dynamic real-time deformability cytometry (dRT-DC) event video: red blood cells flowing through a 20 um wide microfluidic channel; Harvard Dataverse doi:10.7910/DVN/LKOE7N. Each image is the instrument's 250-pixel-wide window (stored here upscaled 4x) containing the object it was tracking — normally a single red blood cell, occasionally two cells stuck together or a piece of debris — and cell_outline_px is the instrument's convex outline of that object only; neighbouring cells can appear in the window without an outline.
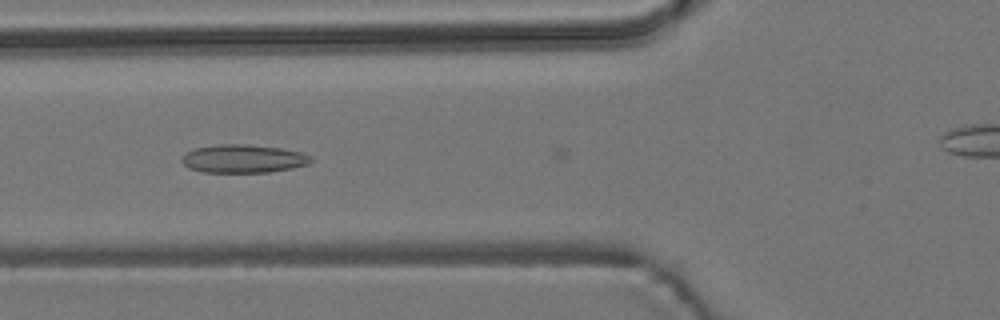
{"species": "common noctule bat (a hibernating species)", "species_latin": "Nyctalus noctula", "temperature_condition": "room temperature", "stored_images_in_passage": 4, "camera_frame_rate_fps": 3000, "um_per_image_px": 0.085, "animal": {"sex": "male", "body_mass_g": 19.2, "forearm_length_mm": 51.8}, "frame": {"image": 1, "passage_image": 3, "time_ms": 0.667, "image_size_px": [1000, 320], "cell_outline_px": [[312, 160], [308, 164], [292, 168], [268, 172], [204, 172], [188, 168], [180, 160], [180, 156], [184, 152], [196, 148], [216, 144], [248, 144], [280, 148], [300, 152], [312, 156]], "centroid_in_image_um": [20.63, 13.48], "position_along_channel_um": 105.2, "area_um2": 21.39}}